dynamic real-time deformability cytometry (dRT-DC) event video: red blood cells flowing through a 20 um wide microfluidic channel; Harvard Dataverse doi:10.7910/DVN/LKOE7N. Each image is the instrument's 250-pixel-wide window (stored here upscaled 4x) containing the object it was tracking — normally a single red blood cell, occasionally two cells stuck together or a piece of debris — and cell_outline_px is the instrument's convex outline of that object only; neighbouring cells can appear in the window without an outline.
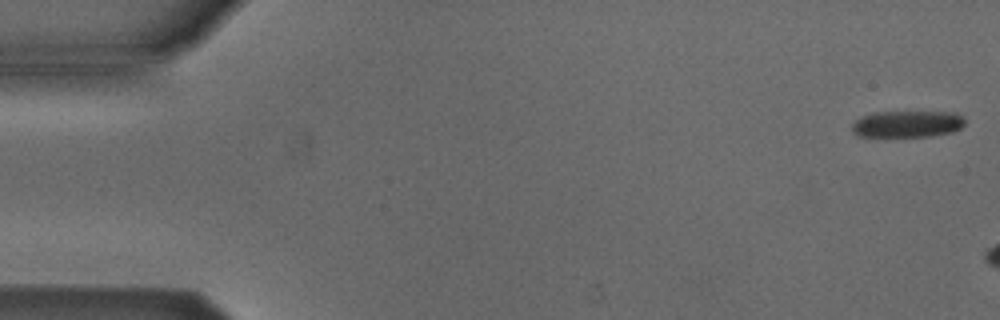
{"species": "Egyptian fruit bat (a non-hibernating species)", "species_latin": "Rousettus aegyptiacus", "temperature_condition": "cold", "stored_images_in_passage": 10, "camera_frame_rate_fps": 3000, "um_per_image_px": 0.085, "animal": {"sex": "male"}, "frame": {"image": 1, "passage_image": 1, "time_ms": 0.0, "image_size_px": [1000, 320], "cell_outline_px": [[964, 124], [960, 128], [952, 132], [932, 136], [860, 136], [852, 132], [852, 124], [860, 116], [872, 112], [956, 112], [964, 116]], "centroid_in_image_um": [77.13, 10.53], "position_along_channel_um": 7.9, "area_um2": 17.63}}